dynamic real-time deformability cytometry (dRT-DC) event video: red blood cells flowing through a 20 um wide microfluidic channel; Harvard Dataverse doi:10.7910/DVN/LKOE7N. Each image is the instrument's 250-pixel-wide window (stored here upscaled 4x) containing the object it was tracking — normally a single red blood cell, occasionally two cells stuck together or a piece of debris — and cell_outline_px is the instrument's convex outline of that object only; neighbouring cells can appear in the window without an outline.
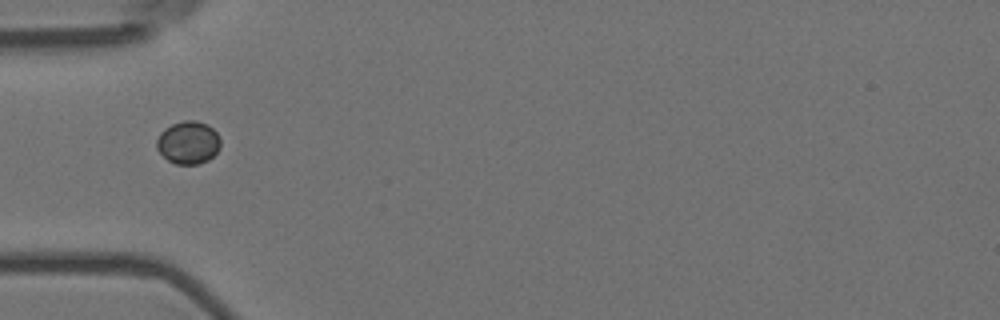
{"species": "Egyptian fruit bat (a non-hibernating species)", "species_latin": "Rousettus aegyptiacus", "temperature_condition": "room temperature", "stored_images_in_passage": 6, "camera_frame_rate_fps": 3000, "um_per_image_px": 0.085, "animal": {"sex": "female"}, "frame": {"image": 1, "passage_image": 6, "time_ms": 1.667, "image_size_px": [1000, 320], "cell_outline_px": [[220, 148], [208, 160], [200, 164], [176, 164], [168, 160], [156, 148], [156, 140], [160, 132], [164, 128], [172, 124], [184, 120], [196, 120], [208, 124], [216, 132], [220, 140]], "centroid_in_image_um": [15.99, 12.1], "position_along_channel_um": 69.0, "area_um2": 16.01}}